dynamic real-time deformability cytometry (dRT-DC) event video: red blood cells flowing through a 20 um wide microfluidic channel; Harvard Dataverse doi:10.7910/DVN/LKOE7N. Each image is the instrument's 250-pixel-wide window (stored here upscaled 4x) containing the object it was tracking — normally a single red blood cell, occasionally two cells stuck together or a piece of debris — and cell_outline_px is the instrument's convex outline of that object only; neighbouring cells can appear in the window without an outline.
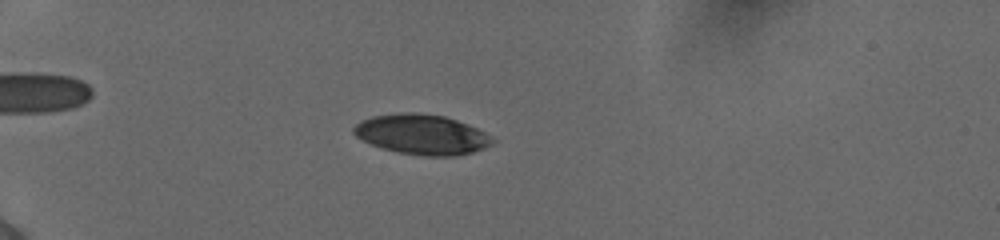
{"species": "human", "species_latin": "Homo sapiens", "temperature_condition": "cold", "stored_images_in_passage": 39, "camera_frame_rate_fps": 3000, "um_per_image_px": 0.085, "donor": {"sex": "female"}, "frame": {"image": 1, "passage_image": 1, "time_ms": 0.0, "image_size_px": [1000, 240], "cell_outline_px": [[496, 140], [492, 144], [484, 148], [472, 152], [452, 156], [424, 156], [396, 152], [372, 144], [356, 136], [352, 132], [352, 128], [360, 120], [372, 116], [400, 112], [416, 112], [444, 116], [456, 120], [476, 128], [484, 132]], "centroid_in_image_um": [35.84, 11.42], "position_along_channel_um": 49.2, "area_um2": 32.31}}
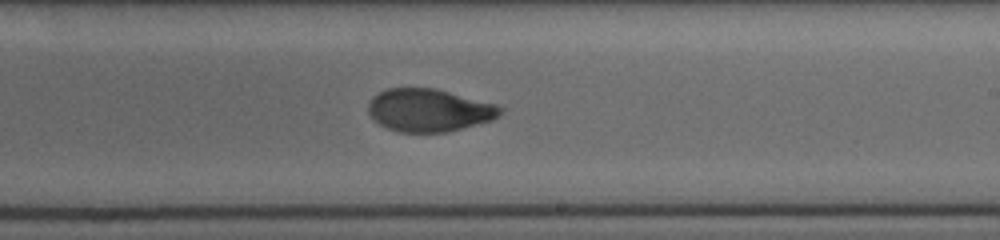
{"frame": {"image": 2, "passage_image": 20, "time_ms": 6.333, "image_size_px": [1000, 240], "cell_outline_px": [[504, 112], [492, 120], [448, 132], [400, 132], [388, 128], [380, 124], [368, 112], [368, 104], [372, 96], [388, 88], [436, 88], [496, 104], [504, 108]], "centroid_in_image_um": [36.49, 9.36], "position_along_channel_um": 252.5, "area_um2": 32.89}}
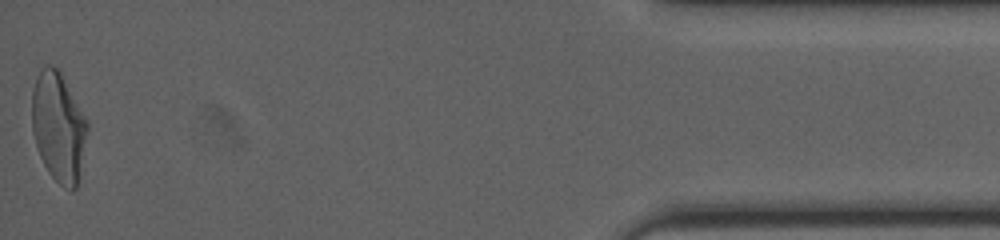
{"frame": {"image": 3, "passage_image": 39, "time_ms": 12.667, "image_size_px": [1000, 240], "cell_outline_px": [[88, 128], [76, 188], [72, 192], [64, 188], [48, 172], [36, 148], [32, 132], [32, 88], [36, 76], [48, 64], [52, 64], [60, 72], [88, 120]], "centroid_in_image_um": [4.95, 10.79], "position_along_channel_um": 430.2, "area_um2": 35.26}, "authors_computed_cell_mechanics": {"area_um2": 34.391, "velocity_mm_per_s": 3.8838, "shape_relaxation_time_tau1_ms": 5.2592, "shape_relaxation_time_tau2_ms": 1.6403, "deformation_change_tau1": 0.1846, "deformation_change_tau2": 0.0594}}